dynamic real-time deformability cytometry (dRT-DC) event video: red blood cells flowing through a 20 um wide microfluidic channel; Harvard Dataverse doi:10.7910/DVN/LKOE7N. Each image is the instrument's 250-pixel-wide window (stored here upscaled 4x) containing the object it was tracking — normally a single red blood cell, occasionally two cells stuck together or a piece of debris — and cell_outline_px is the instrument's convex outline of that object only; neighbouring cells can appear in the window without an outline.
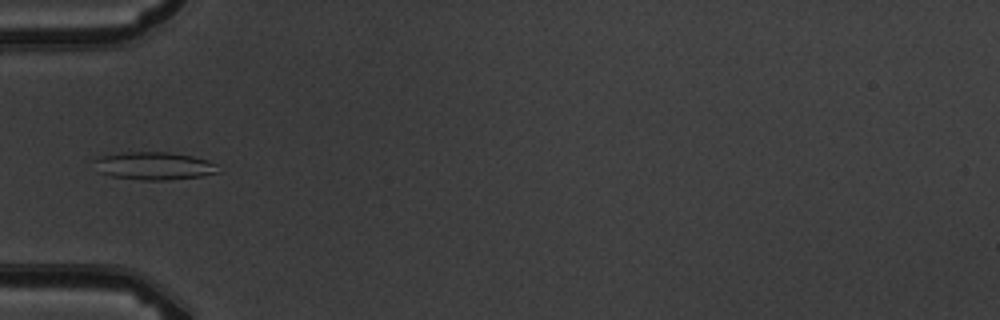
{"species": "common noctule bat (a hibernating species)", "species_latin": "Nyctalus noctula", "temperature_condition": "warm", "stored_images_in_passage": 5, "camera_frame_rate_fps": 3000, "um_per_image_px": 0.085, "animal": {"sex": "male", "body_mass_g": 19.5, "forearm_length_mm": 54.6}, "frame": {"image": 1, "passage_image": 5, "time_ms": 5.333, "image_size_px": [1000, 320], "cell_outline_px": [[220, 172], [200, 176], [164, 180], [144, 180], [112, 176], [96, 172], [96, 156], [124, 152], [168, 152], [192, 156], [208, 160], [216, 164]], "centroid_in_image_um": [13.07, 14.09], "position_along_channel_um": 71.9, "area_um2": 20.06}}